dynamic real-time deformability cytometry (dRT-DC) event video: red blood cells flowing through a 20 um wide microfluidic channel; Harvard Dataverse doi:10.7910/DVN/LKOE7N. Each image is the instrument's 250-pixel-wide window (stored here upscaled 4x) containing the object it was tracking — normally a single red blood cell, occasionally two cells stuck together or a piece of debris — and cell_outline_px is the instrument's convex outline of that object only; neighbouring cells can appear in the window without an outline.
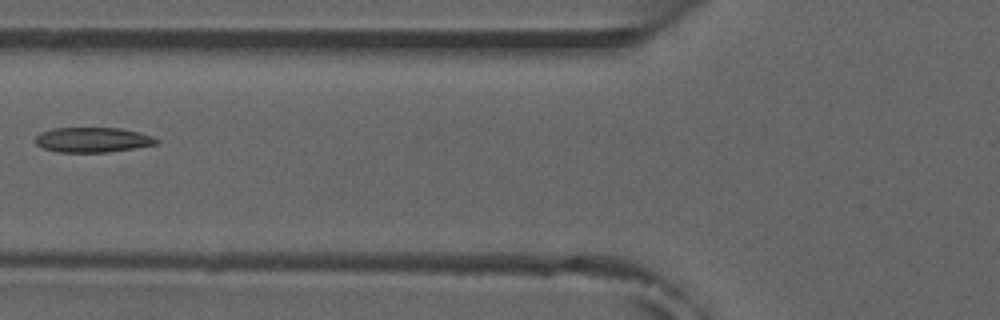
{"species": "common noctule bat (a hibernating species)", "species_latin": "Nyctalus noctula", "temperature_condition": "room temperature", "stored_images_in_passage": 7, "camera_frame_rate_fps": 3000, "um_per_image_px": 0.085, "animal": {"sex": "male", "forearm_length_mm": 52.5}, "frame": {"image": 1, "passage_image": 6, "time_ms": 6.667, "image_size_px": [1000, 320], "cell_outline_px": [[160, 140], [156, 144], [108, 152], [60, 152], [44, 148], [36, 144], [36, 136], [40, 132], [52, 128], [120, 128], [140, 132], [152, 136]], "centroid_in_image_um": [7.88, 11.87], "position_along_channel_um": 117.9, "area_um2": 17.51}}
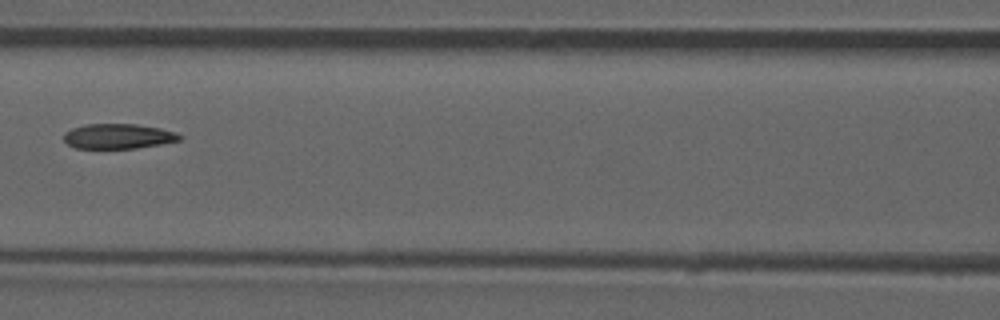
{"frame": {"image": 2, "passage_image": 7, "time_ms": 7.667, "image_size_px": [1000, 320], "cell_outline_px": [[180, 140], [160, 144], [136, 148], [76, 148], [68, 144], [64, 140], [64, 132], [72, 128], [84, 124], [136, 124], [160, 128], [176, 132], [180, 136]], "centroid_in_image_um": [10.02, 11.57], "position_along_channel_um": 156.6, "area_um2": 16.76}}